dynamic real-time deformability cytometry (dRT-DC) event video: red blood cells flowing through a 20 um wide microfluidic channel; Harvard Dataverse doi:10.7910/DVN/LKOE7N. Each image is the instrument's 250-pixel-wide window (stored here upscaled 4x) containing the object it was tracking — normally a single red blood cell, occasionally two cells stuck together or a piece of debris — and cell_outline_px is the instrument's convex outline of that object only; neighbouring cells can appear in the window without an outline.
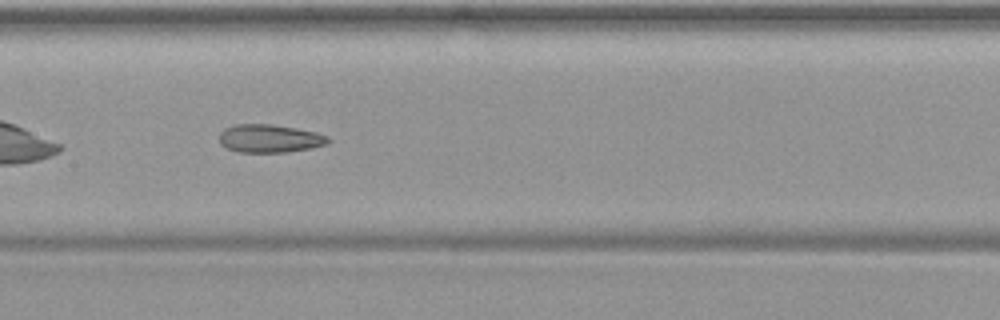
{"species": "common noctule bat (a hibernating species)", "species_latin": "Nyctalus noctula", "temperature_condition": "warm", "stored_images_in_passage": 36, "camera_frame_rate_fps": 3000, "um_per_image_px": 0.085, "animal": {"sex": "female", "body_mass_g": 19.9}, "frame": {"image": 1, "passage_image": 11, "time_ms": 3.333, "image_size_px": [1000, 320], "cell_outline_px": [[332, 140], [328, 144], [312, 148], [288, 152], [236, 152], [220, 144], [220, 132], [224, 128], [232, 124], [272, 124], [296, 128], [316, 132], [328, 136]], "centroid_in_image_um": [22.94, 11.77], "position_along_channel_um": 184.5, "area_um2": 18.09}}